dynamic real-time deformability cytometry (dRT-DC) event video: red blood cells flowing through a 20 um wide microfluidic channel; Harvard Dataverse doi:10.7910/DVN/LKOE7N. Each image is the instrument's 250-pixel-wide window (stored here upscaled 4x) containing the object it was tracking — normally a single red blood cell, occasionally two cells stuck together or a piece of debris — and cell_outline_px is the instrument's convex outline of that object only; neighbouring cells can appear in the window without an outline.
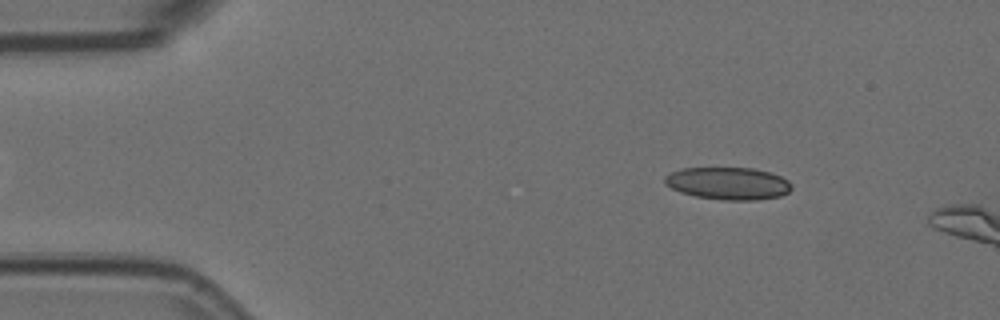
{"species": "Egyptian fruit bat (a non-hibernating species)", "species_latin": "Rousettus aegyptiacus", "temperature_condition": "room temperature", "stored_images_in_passage": 6, "camera_frame_rate_fps": 3000, "um_per_image_px": 0.085, "animal": {"sex": "female"}, "frame": {"image": 1, "passage_image": 2, "time_ms": 0.333, "image_size_px": [1000, 320], "cell_outline_px": [[792, 188], [788, 192], [780, 196], [756, 200], [724, 200], [696, 196], [680, 192], [664, 184], [664, 176], [680, 168], [752, 168], [768, 172], [780, 176], [788, 180], [792, 184]], "centroid_in_image_um": [61.88, 15.59], "position_along_channel_um": 23.1, "area_um2": 23.93}}